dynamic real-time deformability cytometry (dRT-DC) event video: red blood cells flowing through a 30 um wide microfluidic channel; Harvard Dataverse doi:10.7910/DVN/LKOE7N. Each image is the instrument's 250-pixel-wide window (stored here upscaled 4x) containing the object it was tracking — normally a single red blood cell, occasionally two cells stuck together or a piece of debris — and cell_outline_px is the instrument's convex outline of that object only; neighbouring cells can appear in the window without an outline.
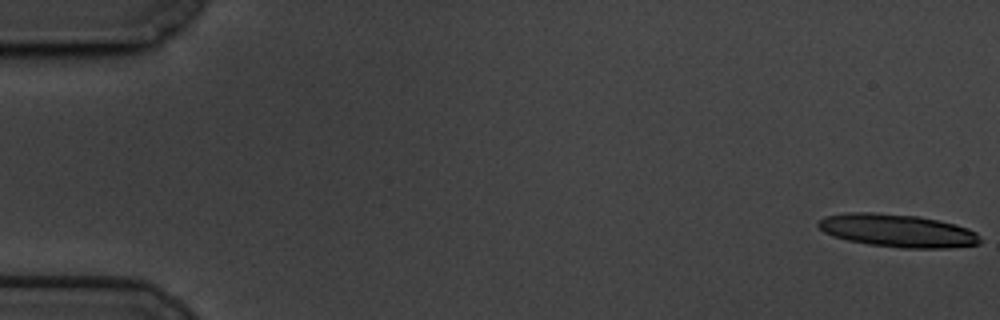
{"species": "common noctule bat (a hibernating species)", "species_latin": "Nyctalus noctula", "temperature_condition": "cold", "stored_images_in_passage": 18, "camera_frame_rate_fps": 3000, "um_per_image_px": 0.085, "animal": {"sex": "male", "body_mass_g": 19.5, "forearm_length_mm": 54.6}, "frame": {"image": 1, "passage_image": 1, "time_ms": 0.0, "image_size_px": [1000, 320], "cell_outline_px": [[980, 244], [948, 248], [900, 248], [868, 244], [848, 240], [832, 236], [824, 232], [816, 224], [824, 216], [848, 212], [872, 212], [916, 216], [956, 224], [968, 228], [976, 232], [980, 236]], "centroid_in_image_um": [76.28, 19.6], "position_along_channel_um": 8.7, "area_um2": 31.1}}